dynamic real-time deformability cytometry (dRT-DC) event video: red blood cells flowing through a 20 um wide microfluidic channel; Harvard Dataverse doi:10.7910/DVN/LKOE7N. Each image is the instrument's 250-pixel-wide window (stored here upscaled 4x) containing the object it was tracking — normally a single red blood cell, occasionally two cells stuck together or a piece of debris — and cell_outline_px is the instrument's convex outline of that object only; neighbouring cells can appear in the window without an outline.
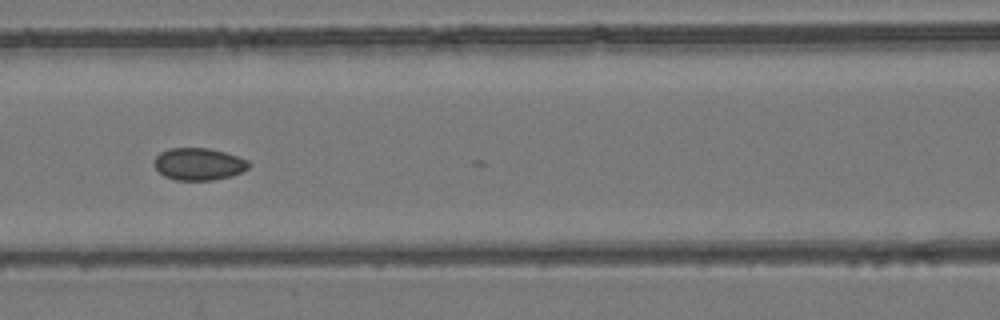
{"species": "common noctule bat (a hibernating species)", "species_latin": "Nyctalus noctula", "temperature_condition": "room temperature", "stored_images_in_passage": 24, "camera_frame_rate_fps": 3000, "um_per_image_px": 0.085, "animal": {"sex": "female", "body_mass_g": 24.6, "forearm_length_mm": 56.2}, "frame": {"image": 1, "passage_image": 23, "time_ms": 7.333, "image_size_px": [1000, 320], "cell_outline_px": [[252, 164], [248, 168], [232, 176], [212, 180], [176, 180], [164, 176], [152, 164], [156, 156], [160, 152], [168, 148], [208, 148], [224, 152], [248, 160]], "centroid_in_image_um": [16.87, 13.94], "position_along_channel_um": 149.7, "area_um2": 17.8}}